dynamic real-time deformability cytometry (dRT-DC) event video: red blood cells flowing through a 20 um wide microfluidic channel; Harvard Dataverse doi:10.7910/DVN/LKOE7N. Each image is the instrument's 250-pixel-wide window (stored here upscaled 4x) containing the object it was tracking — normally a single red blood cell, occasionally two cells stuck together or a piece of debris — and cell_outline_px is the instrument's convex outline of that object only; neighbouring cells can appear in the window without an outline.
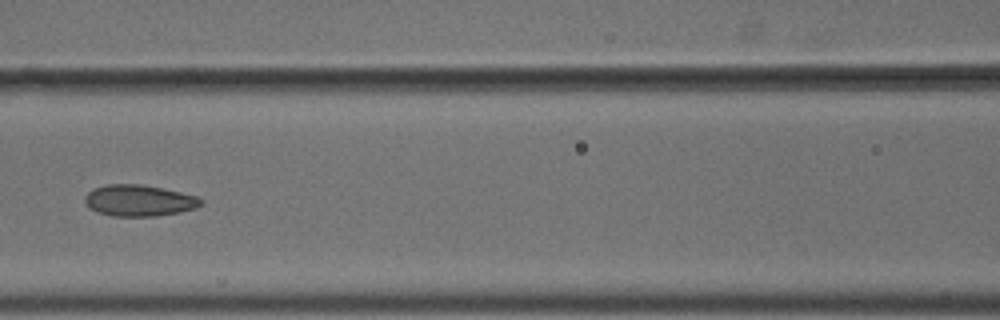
{"species": "common noctule bat (a hibernating species)", "species_latin": "Nyctalus noctula", "temperature_condition": "cold", "stored_images_in_passage": 10, "camera_frame_rate_fps": 3000, "um_per_image_px": 0.085, "animal": {"sex": "male", "body_mass_g": 18.8}, "frame": {"image": 1, "passage_image": 7, "time_ms": 2.0, "image_size_px": [1000, 320], "cell_outline_px": [[204, 204], [196, 208], [180, 212], [156, 216], [112, 216], [96, 212], [84, 200], [84, 196], [92, 188], [108, 184], [140, 184], [180, 192], [196, 196], [204, 200]], "centroid_in_image_um": [11.83, 17.05], "position_along_channel_um": 154.8, "area_um2": 21.21}}
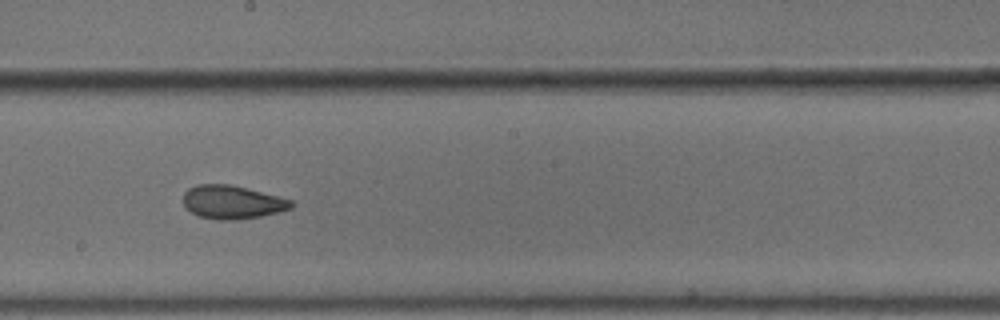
{"frame": {"image": 2, "passage_image": 9, "time_ms": 2.667, "image_size_px": [1000, 320], "cell_outline_px": [[292, 208], [280, 212], [260, 216], [232, 220], [220, 220], [200, 216], [192, 212], [184, 204], [184, 192], [188, 188], [196, 184], [232, 184], [248, 188], [292, 200]], "centroid_in_image_um": [19.75, 17.16], "position_along_channel_um": 228.5, "area_um2": 20.92}}
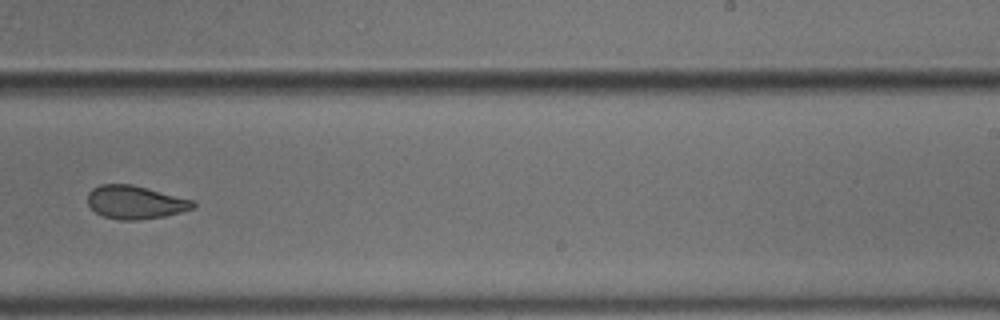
{"frame": {"image": 3, "passage_image": 10, "time_ms": 3.0, "image_size_px": [1000, 320], "cell_outline_px": [[196, 204], [192, 208], [180, 212], [164, 216], [140, 220], [120, 220], [104, 216], [96, 212], [88, 204], [88, 192], [92, 188], [100, 184], [132, 184], [192, 200]], "centroid_in_image_um": [11.46, 17.19], "position_along_channel_um": 277.5, "area_um2": 20.23}}